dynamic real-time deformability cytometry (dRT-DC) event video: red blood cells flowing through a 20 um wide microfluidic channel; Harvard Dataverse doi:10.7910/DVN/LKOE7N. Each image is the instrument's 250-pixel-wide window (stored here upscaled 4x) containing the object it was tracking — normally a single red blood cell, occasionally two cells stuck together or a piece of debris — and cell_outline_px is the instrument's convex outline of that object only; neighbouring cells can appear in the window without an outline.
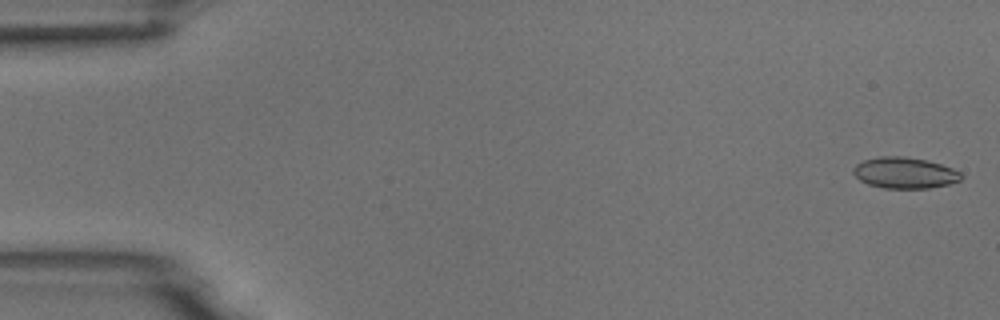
{"species": "common noctule bat (a hibernating species)", "species_latin": "Nyctalus noctula", "temperature_condition": "room temperature", "stored_images_in_passage": 55, "camera_frame_rate_fps": 3000, "um_per_image_px": 0.085, "animal": {"sex": "male", "body_mass_g": 18.8}, "frame": {"image": 1, "passage_image": 2, "time_ms": 0.333, "image_size_px": [1000, 320], "cell_outline_px": [[964, 176], [960, 180], [948, 184], [928, 188], [884, 188], [868, 184], [860, 180], [852, 172], [852, 168], [856, 164], [864, 160], [880, 156], [900, 156], [924, 160], [940, 164], [952, 168], [960, 172]], "centroid_in_image_um": [76.88, 14.69], "position_along_channel_um": 8.1, "area_um2": 19.42}}
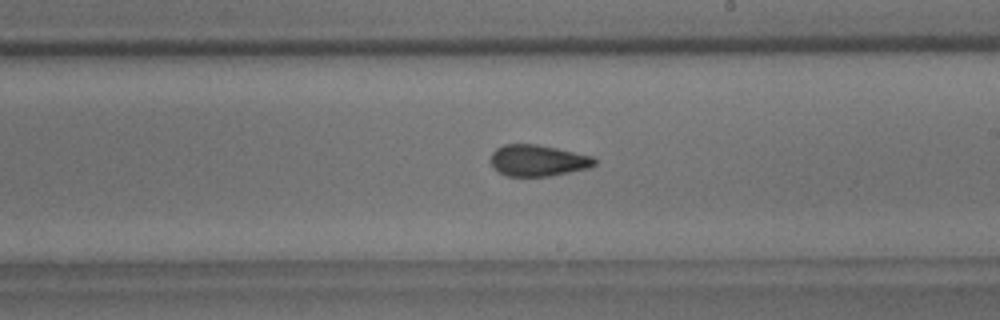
{"frame": {"image": 2, "passage_image": 32, "time_ms": 10.333, "image_size_px": [1000, 320], "cell_outline_px": [[596, 164], [588, 168], [548, 176], [508, 176], [500, 172], [492, 164], [492, 152], [496, 148], [504, 144], [536, 144], [556, 148], [592, 156], [596, 160]], "centroid_in_image_um": [45.73, 13.63], "position_along_channel_um": 243.3, "area_um2": 18.67}}
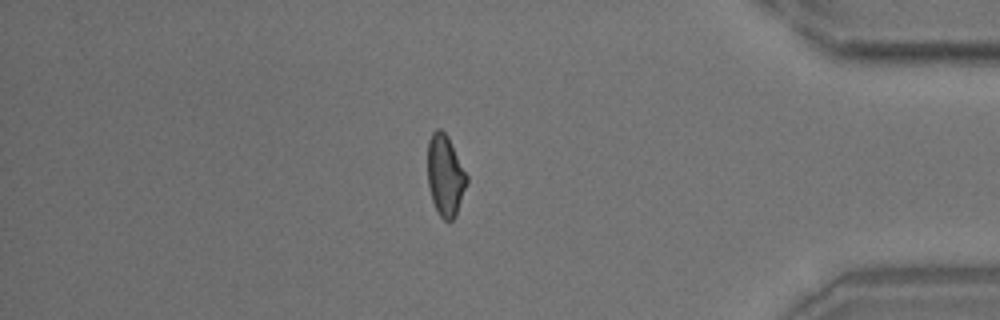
{"frame": {"image": 3, "passage_image": 47, "time_ms": 15.333, "image_size_px": [1000, 320], "cell_outline_px": [[468, 184], [456, 216], [452, 220], [444, 220], [440, 216], [432, 200], [428, 184], [428, 140], [432, 132], [436, 128], [440, 128], [448, 136], [468, 176]], "centroid_in_image_um": [37.86, 14.91], "position_along_channel_um": 397.3, "area_um2": 18.67}, "authors_computed_cell_mechanics": {"area_um2": 19.3052, "velocity_mm_per_s": 3.7311, "shape_relaxation_time_tau1_ms": 5.6537, "shape_relaxation_time_tau2_ms": 1.5396, "deformation_change_tau1": 0.1186, "deformation_change_tau2": 0.0612}}